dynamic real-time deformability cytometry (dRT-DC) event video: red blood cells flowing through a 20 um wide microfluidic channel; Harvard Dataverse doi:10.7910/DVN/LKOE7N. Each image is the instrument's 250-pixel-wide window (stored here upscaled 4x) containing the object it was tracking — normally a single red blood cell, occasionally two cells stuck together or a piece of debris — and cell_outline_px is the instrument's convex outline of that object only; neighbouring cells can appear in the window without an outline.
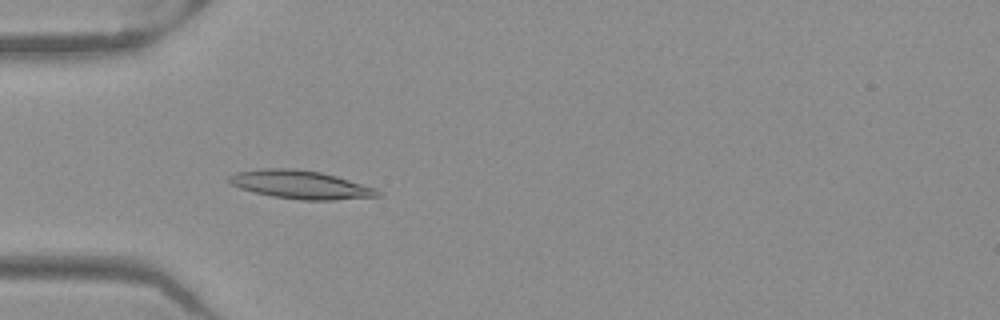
{"species": "Egyptian fruit bat (a non-hibernating species)", "species_latin": "Rousettus aegyptiacus", "temperature_condition": "warm", "stored_images_in_passage": 50, "camera_frame_rate_fps": 3000, "um_per_image_px": 0.085, "frame": {"image": 1, "passage_image": 15, "time_ms": 4.667, "image_size_px": [1000, 320], "cell_outline_px": [[380, 196], [336, 200], [300, 200], [272, 196], [240, 188], [232, 184], [228, 180], [228, 176], [236, 172], [260, 168], [292, 168], [320, 172], [336, 176], [376, 188], [380, 192]], "centroid_in_image_um": [25.54, 15.69], "position_along_channel_um": 59.5, "area_um2": 24.45}}
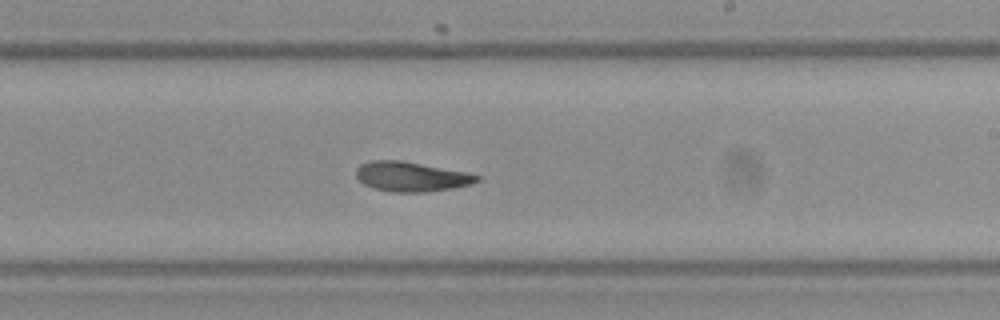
{"frame": {"image": 2, "passage_image": 30, "time_ms": 9.667, "image_size_px": [1000, 320], "cell_outline_px": [[480, 180], [468, 184], [452, 188], [424, 192], [392, 192], [372, 188], [364, 184], [356, 176], [356, 168], [360, 164], [372, 160], [400, 160], [464, 172], [480, 176]], "centroid_in_image_um": [34.89, 15.01], "position_along_channel_um": 254.1, "area_um2": 20.63}}
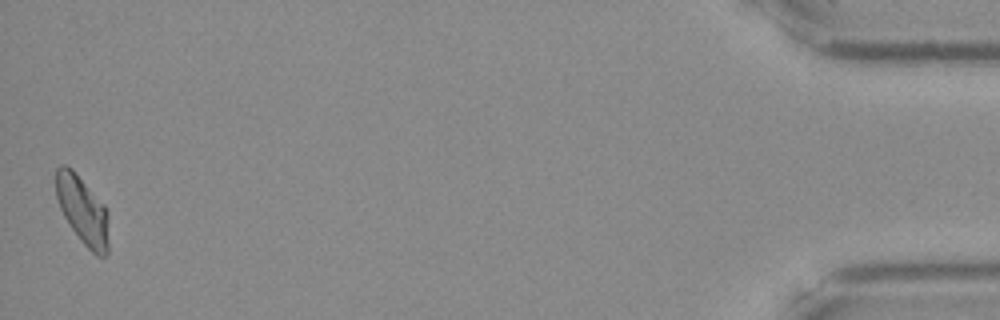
{"frame": {"image": 3, "passage_image": 50, "time_ms": 16.333, "image_size_px": [1000, 320], "cell_outline_px": [[108, 252], [104, 256], [96, 256], [80, 240], [64, 216], [60, 208], [56, 196], [56, 168], [60, 164], [64, 164], [72, 168], [104, 204], [108, 212]], "centroid_in_image_um": [7.03, 17.86], "position_along_channel_um": 428.2, "area_um2": 20.98}, "authors_computed_cell_mechanics": {"area_um2": 21.386, "velocity_mm_per_s": 3.9678, "shape_relaxation_time_tau1_ms": 9.0685, "shape_relaxation_time_tau2_ms": 3.3158, "deformation_change_tau1": 0.1989, "deformation_change_tau2": 0.0889}}